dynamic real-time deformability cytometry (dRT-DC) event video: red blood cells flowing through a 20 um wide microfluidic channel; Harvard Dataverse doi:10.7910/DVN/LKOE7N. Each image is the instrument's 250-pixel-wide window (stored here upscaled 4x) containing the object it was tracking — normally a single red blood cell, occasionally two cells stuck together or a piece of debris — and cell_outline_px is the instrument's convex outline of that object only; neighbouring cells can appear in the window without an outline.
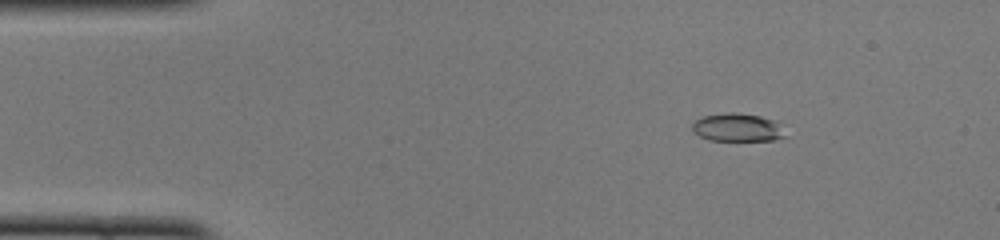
{"species": "common noctule bat (a hibernating species)", "species_latin": "Nyctalus noctula", "temperature_condition": "cold", "stored_images_in_passage": 43, "camera_frame_rate_fps": 3000, "um_per_image_px": 0.085, "animal": {"sex": "female", "body_mass_g": 22.0, "forearm_length_mm": 56.7}, "frame": {"image": 1, "passage_image": 1, "time_ms": 0.0, "image_size_px": [1000, 240], "cell_outline_px": [[788, 136], [776, 140], [708, 140], [692, 132], [692, 124], [696, 120], [704, 116], [728, 112], [736, 112], [760, 116], [772, 120]], "centroid_in_image_um": [62.64, 10.84], "position_along_channel_um": 22.4, "area_um2": 15.09}}
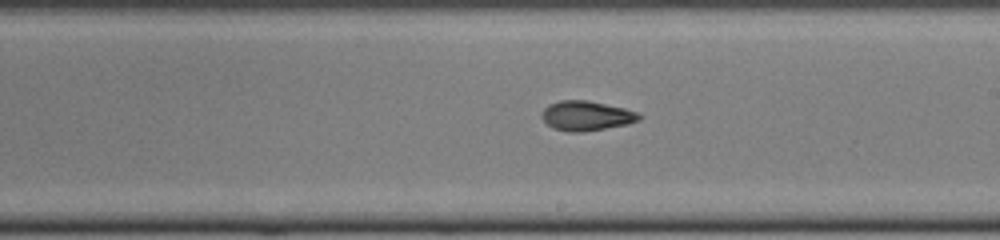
{"frame": {"image": 2, "passage_image": 22, "time_ms": 7.0, "image_size_px": [1000, 240], "cell_outline_px": [[644, 116], [640, 120], [628, 124], [584, 132], [568, 132], [552, 128], [540, 116], [544, 108], [548, 104], [560, 100], [588, 100], [624, 108], [636, 112]], "centroid_in_image_um": [49.84, 9.84], "position_along_channel_um": 239.2, "area_um2": 16.99}}
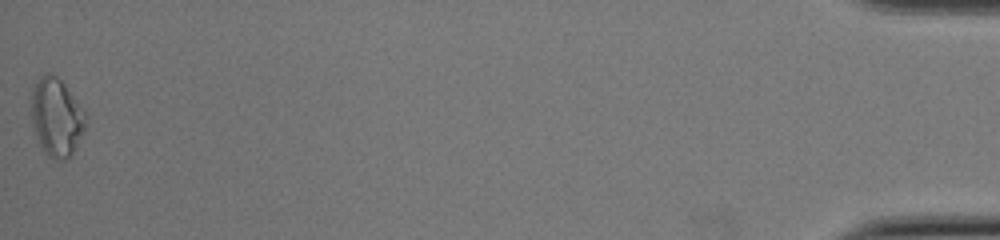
{"frame": {"image": 3, "passage_image": 43, "time_ms": 14.0, "image_size_px": [1000, 240], "cell_outline_px": [[88, 120], [84, 132], [72, 156], [64, 160], [52, 160], [44, 152], [40, 144], [32, 124], [32, 88], [40, 76], [48, 72], [56, 76], [64, 84], [88, 116]], "centroid_in_image_um": [4.83, 10.0], "position_along_channel_um": 430.4, "area_um2": 24.91}, "authors_computed_cell_mechanics": {"area_um2": 16.762, "velocity_mm_per_s": 4.1211, "shape_relaxation_time_tau1_ms": null, "shape_relaxation_time_tau2_ms": 3.9229, "deformation_change_tau1": null, "deformation_change_tau2": 0.1089}}